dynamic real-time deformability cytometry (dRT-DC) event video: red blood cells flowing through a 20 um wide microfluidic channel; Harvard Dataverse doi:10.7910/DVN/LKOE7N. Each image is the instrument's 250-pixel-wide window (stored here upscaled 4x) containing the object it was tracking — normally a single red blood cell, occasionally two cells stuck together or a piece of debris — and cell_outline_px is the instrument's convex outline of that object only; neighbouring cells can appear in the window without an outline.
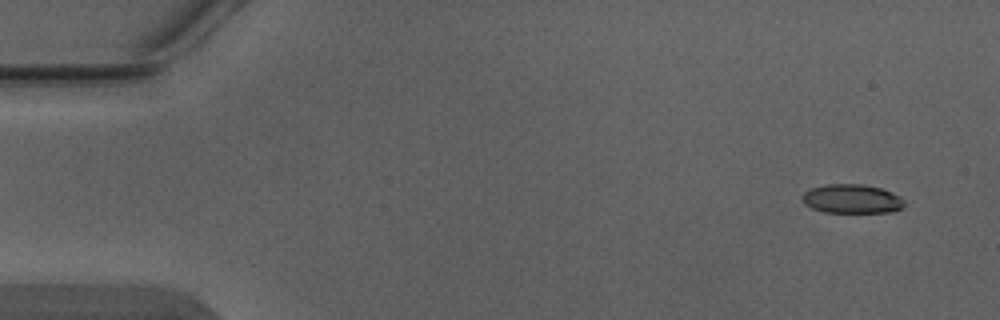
{"species": "Egyptian fruit bat (a non-hibernating species)", "species_latin": "Rousettus aegyptiacus", "temperature_condition": "warm", "stored_images_in_passage": 5, "camera_frame_rate_fps": 3000, "um_per_image_px": 0.085, "animal": {"sex": "male"}, "frame": {"image": 1, "passage_image": 1, "time_ms": 0.0, "image_size_px": [1000, 320], "cell_outline_px": [[904, 204], [900, 208], [888, 212], [824, 212], [812, 208], [804, 204], [800, 196], [804, 192], [812, 188], [824, 184], [860, 184], [880, 188], [892, 192], [900, 196], [904, 200]], "centroid_in_image_um": [72.36, 16.89], "position_along_channel_um": 12.6, "area_um2": 17.22}}